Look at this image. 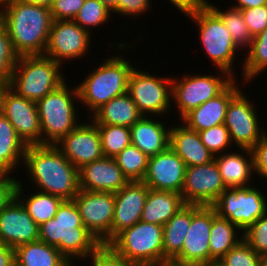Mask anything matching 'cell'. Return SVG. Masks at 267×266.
Instances as JSON below:
<instances>
[{"label":"cell","mask_w":267,"mask_h":266,"mask_svg":"<svg viewBox=\"0 0 267 266\" xmlns=\"http://www.w3.org/2000/svg\"><path fill=\"white\" fill-rule=\"evenodd\" d=\"M158 266H180V265H175V264L169 262V263H165V264H160Z\"/></svg>","instance_id":"680465c9"},{"label":"cell","mask_w":267,"mask_h":266,"mask_svg":"<svg viewBox=\"0 0 267 266\" xmlns=\"http://www.w3.org/2000/svg\"><path fill=\"white\" fill-rule=\"evenodd\" d=\"M52 22L50 8L23 0H8L0 12V23L19 57L44 54Z\"/></svg>","instance_id":"7a4b0ae2"},{"label":"cell","mask_w":267,"mask_h":266,"mask_svg":"<svg viewBox=\"0 0 267 266\" xmlns=\"http://www.w3.org/2000/svg\"><path fill=\"white\" fill-rule=\"evenodd\" d=\"M206 4L220 17L240 51L248 50L253 37L244 21L241 9L231 7V5L226 10L224 8L219 9L218 5L212 4V1L209 2L208 0H206Z\"/></svg>","instance_id":"e575fe53"},{"label":"cell","mask_w":267,"mask_h":266,"mask_svg":"<svg viewBox=\"0 0 267 266\" xmlns=\"http://www.w3.org/2000/svg\"><path fill=\"white\" fill-rule=\"evenodd\" d=\"M24 191H26V189L23 187L22 181L19 180L16 187V197L20 200L28 214L38 226L54 218L59 206L64 201L58 196L37 190L33 193L29 190L28 195H25Z\"/></svg>","instance_id":"1f68e13d"},{"label":"cell","mask_w":267,"mask_h":266,"mask_svg":"<svg viewBox=\"0 0 267 266\" xmlns=\"http://www.w3.org/2000/svg\"><path fill=\"white\" fill-rule=\"evenodd\" d=\"M152 0H119V15L129 18L137 17L139 19L142 14L152 9Z\"/></svg>","instance_id":"c3c4849f"},{"label":"cell","mask_w":267,"mask_h":266,"mask_svg":"<svg viewBox=\"0 0 267 266\" xmlns=\"http://www.w3.org/2000/svg\"><path fill=\"white\" fill-rule=\"evenodd\" d=\"M226 189L215 159L186 168L181 196L185 204L212 206Z\"/></svg>","instance_id":"2e32d148"},{"label":"cell","mask_w":267,"mask_h":266,"mask_svg":"<svg viewBox=\"0 0 267 266\" xmlns=\"http://www.w3.org/2000/svg\"><path fill=\"white\" fill-rule=\"evenodd\" d=\"M8 0H0V12Z\"/></svg>","instance_id":"6f0895ef"},{"label":"cell","mask_w":267,"mask_h":266,"mask_svg":"<svg viewBox=\"0 0 267 266\" xmlns=\"http://www.w3.org/2000/svg\"><path fill=\"white\" fill-rule=\"evenodd\" d=\"M2 114L28 145H41V127L36 102L17 95L9 87L3 98Z\"/></svg>","instance_id":"ac0fdd59"},{"label":"cell","mask_w":267,"mask_h":266,"mask_svg":"<svg viewBox=\"0 0 267 266\" xmlns=\"http://www.w3.org/2000/svg\"><path fill=\"white\" fill-rule=\"evenodd\" d=\"M209 266H220V265L218 263H213V264H211Z\"/></svg>","instance_id":"91938a15"},{"label":"cell","mask_w":267,"mask_h":266,"mask_svg":"<svg viewBox=\"0 0 267 266\" xmlns=\"http://www.w3.org/2000/svg\"><path fill=\"white\" fill-rule=\"evenodd\" d=\"M14 250L16 266H73L55 246L40 240L20 245Z\"/></svg>","instance_id":"4dcf8cb0"},{"label":"cell","mask_w":267,"mask_h":266,"mask_svg":"<svg viewBox=\"0 0 267 266\" xmlns=\"http://www.w3.org/2000/svg\"><path fill=\"white\" fill-rule=\"evenodd\" d=\"M217 216L212 206L191 205V226L181 253L171 262L180 266H209V236L212 220Z\"/></svg>","instance_id":"4fadbf2b"},{"label":"cell","mask_w":267,"mask_h":266,"mask_svg":"<svg viewBox=\"0 0 267 266\" xmlns=\"http://www.w3.org/2000/svg\"><path fill=\"white\" fill-rule=\"evenodd\" d=\"M129 181H142L146 175L149 157L136 146L129 145L114 157Z\"/></svg>","instance_id":"8d00e7d4"},{"label":"cell","mask_w":267,"mask_h":266,"mask_svg":"<svg viewBox=\"0 0 267 266\" xmlns=\"http://www.w3.org/2000/svg\"><path fill=\"white\" fill-rule=\"evenodd\" d=\"M267 266V252L260 254V265Z\"/></svg>","instance_id":"9f6ffc18"},{"label":"cell","mask_w":267,"mask_h":266,"mask_svg":"<svg viewBox=\"0 0 267 266\" xmlns=\"http://www.w3.org/2000/svg\"><path fill=\"white\" fill-rule=\"evenodd\" d=\"M92 117V118H91ZM143 117L128 92L114 97L89 117L94 124L132 127Z\"/></svg>","instance_id":"4316f807"},{"label":"cell","mask_w":267,"mask_h":266,"mask_svg":"<svg viewBox=\"0 0 267 266\" xmlns=\"http://www.w3.org/2000/svg\"><path fill=\"white\" fill-rule=\"evenodd\" d=\"M257 184L226 188L212 205L220 218L235 224L242 233L267 213V197Z\"/></svg>","instance_id":"30bf717a"},{"label":"cell","mask_w":267,"mask_h":266,"mask_svg":"<svg viewBox=\"0 0 267 266\" xmlns=\"http://www.w3.org/2000/svg\"><path fill=\"white\" fill-rule=\"evenodd\" d=\"M68 82L67 80L36 102L41 127V145H55L82 122V117L77 113L80 106L76 105L77 101L79 103L77 85L72 89Z\"/></svg>","instance_id":"5b68a950"},{"label":"cell","mask_w":267,"mask_h":266,"mask_svg":"<svg viewBox=\"0 0 267 266\" xmlns=\"http://www.w3.org/2000/svg\"><path fill=\"white\" fill-rule=\"evenodd\" d=\"M134 67L128 84V93L143 116H169L172 112V74L155 76L147 70ZM147 71V72H146ZM171 108V109H170ZM169 112V113H168Z\"/></svg>","instance_id":"8fae6325"},{"label":"cell","mask_w":267,"mask_h":266,"mask_svg":"<svg viewBox=\"0 0 267 266\" xmlns=\"http://www.w3.org/2000/svg\"><path fill=\"white\" fill-rule=\"evenodd\" d=\"M169 147L184 161L187 167L204 165L215 156L201 142L199 133L189 129L184 123L170 128Z\"/></svg>","instance_id":"d4e9b609"},{"label":"cell","mask_w":267,"mask_h":266,"mask_svg":"<svg viewBox=\"0 0 267 266\" xmlns=\"http://www.w3.org/2000/svg\"><path fill=\"white\" fill-rule=\"evenodd\" d=\"M105 58L78 83L79 104L86 108L87 119L103 104L128 92L131 72L135 64L129 57L117 53ZM122 54V55H121ZM133 64V65H132ZM98 67V68H97Z\"/></svg>","instance_id":"277c9868"},{"label":"cell","mask_w":267,"mask_h":266,"mask_svg":"<svg viewBox=\"0 0 267 266\" xmlns=\"http://www.w3.org/2000/svg\"><path fill=\"white\" fill-rule=\"evenodd\" d=\"M235 2H233L234 4L231 7L238 9H248L267 5V0H235Z\"/></svg>","instance_id":"816d5d0a"},{"label":"cell","mask_w":267,"mask_h":266,"mask_svg":"<svg viewBox=\"0 0 267 266\" xmlns=\"http://www.w3.org/2000/svg\"><path fill=\"white\" fill-rule=\"evenodd\" d=\"M170 5H173L177 11H180L181 15L194 12L196 9L202 7L206 0H167Z\"/></svg>","instance_id":"681fc988"},{"label":"cell","mask_w":267,"mask_h":266,"mask_svg":"<svg viewBox=\"0 0 267 266\" xmlns=\"http://www.w3.org/2000/svg\"><path fill=\"white\" fill-rule=\"evenodd\" d=\"M80 123L55 146L78 169L104 157L97 126L90 120Z\"/></svg>","instance_id":"e0dca14e"},{"label":"cell","mask_w":267,"mask_h":266,"mask_svg":"<svg viewBox=\"0 0 267 266\" xmlns=\"http://www.w3.org/2000/svg\"><path fill=\"white\" fill-rule=\"evenodd\" d=\"M217 263L220 266H259L260 255L242 239Z\"/></svg>","instance_id":"ab89813d"},{"label":"cell","mask_w":267,"mask_h":266,"mask_svg":"<svg viewBox=\"0 0 267 266\" xmlns=\"http://www.w3.org/2000/svg\"><path fill=\"white\" fill-rule=\"evenodd\" d=\"M101 137L104 157L114 158L131 145L130 127L108 124H95Z\"/></svg>","instance_id":"d590c367"},{"label":"cell","mask_w":267,"mask_h":266,"mask_svg":"<svg viewBox=\"0 0 267 266\" xmlns=\"http://www.w3.org/2000/svg\"><path fill=\"white\" fill-rule=\"evenodd\" d=\"M10 36L6 28L0 23V81L9 85L11 75L18 60Z\"/></svg>","instance_id":"60d3db41"},{"label":"cell","mask_w":267,"mask_h":266,"mask_svg":"<svg viewBox=\"0 0 267 266\" xmlns=\"http://www.w3.org/2000/svg\"><path fill=\"white\" fill-rule=\"evenodd\" d=\"M243 239L259 255L267 252V213L243 232Z\"/></svg>","instance_id":"b9f144b4"},{"label":"cell","mask_w":267,"mask_h":266,"mask_svg":"<svg viewBox=\"0 0 267 266\" xmlns=\"http://www.w3.org/2000/svg\"><path fill=\"white\" fill-rule=\"evenodd\" d=\"M22 167L37 191L73 200L80 190L79 169L55 145H28Z\"/></svg>","instance_id":"6da1fadb"},{"label":"cell","mask_w":267,"mask_h":266,"mask_svg":"<svg viewBox=\"0 0 267 266\" xmlns=\"http://www.w3.org/2000/svg\"><path fill=\"white\" fill-rule=\"evenodd\" d=\"M198 133L201 142L214 156L233 150L230 148L233 144L230 139L229 130L225 124H219L209 129L201 130Z\"/></svg>","instance_id":"f35d334b"},{"label":"cell","mask_w":267,"mask_h":266,"mask_svg":"<svg viewBox=\"0 0 267 266\" xmlns=\"http://www.w3.org/2000/svg\"><path fill=\"white\" fill-rule=\"evenodd\" d=\"M108 245L137 266L163 264V226L139 221L118 233Z\"/></svg>","instance_id":"ba28073f"},{"label":"cell","mask_w":267,"mask_h":266,"mask_svg":"<svg viewBox=\"0 0 267 266\" xmlns=\"http://www.w3.org/2000/svg\"><path fill=\"white\" fill-rule=\"evenodd\" d=\"M215 71V75L185 73L181 74V78L175 75L172 77V106L179 113V119L192 109L221 94L235 80L226 71L219 69Z\"/></svg>","instance_id":"9c48e42d"},{"label":"cell","mask_w":267,"mask_h":266,"mask_svg":"<svg viewBox=\"0 0 267 266\" xmlns=\"http://www.w3.org/2000/svg\"><path fill=\"white\" fill-rule=\"evenodd\" d=\"M39 240V226L15 197L0 212V243L16 248Z\"/></svg>","instance_id":"ffe728a7"},{"label":"cell","mask_w":267,"mask_h":266,"mask_svg":"<svg viewBox=\"0 0 267 266\" xmlns=\"http://www.w3.org/2000/svg\"><path fill=\"white\" fill-rule=\"evenodd\" d=\"M186 15L197 26L200 44L210 62L216 69L226 71L238 79V76L235 77L237 71L234 69V63L241 51L233 42L220 17L206 3Z\"/></svg>","instance_id":"52a82bcc"},{"label":"cell","mask_w":267,"mask_h":266,"mask_svg":"<svg viewBox=\"0 0 267 266\" xmlns=\"http://www.w3.org/2000/svg\"><path fill=\"white\" fill-rule=\"evenodd\" d=\"M83 225L101 244L111 241V226L115 208L114 193L79 190L73 199Z\"/></svg>","instance_id":"9a60e30c"},{"label":"cell","mask_w":267,"mask_h":266,"mask_svg":"<svg viewBox=\"0 0 267 266\" xmlns=\"http://www.w3.org/2000/svg\"><path fill=\"white\" fill-rule=\"evenodd\" d=\"M27 145L17 135L13 125L0 114V171L15 174L23 165ZM18 169V170H17Z\"/></svg>","instance_id":"f1b7e54d"},{"label":"cell","mask_w":267,"mask_h":266,"mask_svg":"<svg viewBox=\"0 0 267 266\" xmlns=\"http://www.w3.org/2000/svg\"><path fill=\"white\" fill-rule=\"evenodd\" d=\"M191 226V204H186L163 225V264L172 262L183 247Z\"/></svg>","instance_id":"f546056e"},{"label":"cell","mask_w":267,"mask_h":266,"mask_svg":"<svg viewBox=\"0 0 267 266\" xmlns=\"http://www.w3.org/2000/svg\"><path fill=\"white\" fill-rule=\"evenodd\" d=\"M0 266H16L15 250L0 243Z\"/></svg>","instance_id":"f907efd6"},{"label":"cell","mask_w":267,"mask_h":266,"mask_svg":"<svg viewBox=\"0 0 267 266\" xmlns=\"http://www.w3.org/2000/svg\"><path fill=\"white\" fill-rule=\"evenodd\" d=\"M235 79L221 94L206 101L187 113L180 122L189 129L197 132L206 130L219 124H224L227 106L230 100L244 87L245 83L238 84ZM242 86V87H239Z\"/></svg>","instance_id":"603a6c76"},{"label":"cell","mask_w":267,"mask_h":266,"mask_svg":"<svg viewBox=\"0 0 267 266\" xmlns=\"http://www.w3.org/2000/svg\"><path fill=\"white\" fill-rule=\"evenodd\" d=\"M129 182L114 158L103 157L79 169V188L85 191L115 193Z\"/></svg>","instance_id":"7402d4cb"},{"label":"cell","mask_w":267,"mask_h":266,"mask_svg":"<svg viewBox=\"0 0 267 266\" xmlns=\"http://www.w3.org/2000/svg\"><path fill=\"white\" fill-rule=\"evenodd\" d=\"M25 2L50 8L53 0H23Z\"/></svg>","instance_id":"db71d44e"},{"label":"cell","mask_w":267,"mask_h":266,"mask_svg":"<svg viewBox=\"0 0 267 266\" xmlns=\"http://www.w3.org/2000/svg\"><path fill=\"white\" fill-rule=\"evenodd\" d=\"M185 205L181 194L149 189L141 221L163 226Z\"/></svg>","instance_id":"83f0119b"},{"label":"cell","mask_w":267,"mask_h":266,"mask_svg":"<svg viewBox=\"0 0 267 266\" xmlns=\"http://www.w3.org/2000/svg\"><path fill=\"white\" fill-rule=\"evenodd\" d=\"M87 260L90 266H137L115 252L108 244H101L83 262Z\"/></svg>","instance_id":"7bdbcfd3"},{"label":"cell","mask_w":267,"mask_h":266,"mask_svg":"<svg viewBox=\"0 0 267 266\" xmlns=\"http://www.w3.org/2000/svg\"><path fill=\"white\" fill-rule=\"evenodd\" d=\"M39 240L55 246L73 266L77 261L85 260L101 245L83 225L74 200H64L54 218L39 226Z\"/></svg>","instance_id":"3957f363"},{"label":"cell","mask_w":267,"mask_h":266,"mask_svg":"<svg viewBox=\"0 0 267 266\" xmlns=\"http://www.w3.org/2000/svg\"><path fill=\"white\" fill-rule=\"evenodd\" d=\"M8 87L7 83L0 81V114L2 113L4 93Z\"/></svg>","instance_id":"11a10c76"},{"label":"cell","mask_w":267,"mask_h":266,"mask_svg":"<svg viewBox=\"0 0 267 266\" xmlns=\"http://www.w3.org/2000/svg\"><path fill=\"white\" fill-rule=\"evenodd\" d=\"M242 231L229 220L218 215L212 220L209 236L210 265L217 263L229 250L243 239Z\"/></svg>","instance_id":"d6a6232c"},{"label":"cell","mask_w":267,"mask_h":266,"mask_svg":"<svg viewBox=\"0 0 267 266\" xmlns=\"http://www.w3.org/2000/svg\"><path fill=\"white\" fill-rule=\"evenodd\" d=\"M245 52L240 75L243 77L241 81L248 85L267 70V28L253 37L251 46Z\"/></svg>","instance_id":"836d02e7"},{"label":"cell","mask_w":267,"mask_h":266,"mask_svg":"<svg viewBox=\"0 0 267 266\" xmlns=\"http://www.w3.org/2000/svg\"><path fill=\"white\" fill-rule=\"evenodd\" d=\"M104 6L114 14L119 16V0H99Z\"/></svg>","instance_id":"f5cc1de1"},{"label":"cell","mask_w":267,"mask_h":266,"mask_svg":"<svg viewBox=\"0 0 267 266\" xmlns=\"http://www.w3.org/2000/svg\"><path fill=\"white\" fill-rule=\"evenodd\" d=\"M85 0H53L50 12L53 20H74Z\"/></svg>","instance_id":"f6af8a7d"},{"label":"cell","mask_w":267,"mask_h":266,"mask_svg":"<svg viewBox=\"0 0 267 266\" xmlns=\"http://www.w3.org/2000/svg\"><path fill=\"white\" fill-rule=\"evenodd\" d=\"M253 155V165L255 179L263 178L267 181V134L257 142L251 149Z\"/></svg>","instance_id":"bcb514c9"},{"label":"cell","mask_w":267,"mask_h":266,"mask_svg":"<svg viewBox=\"0 0 267 266\" xmlns=\"http://www.w3.org/2000/svg\"><path fill=\"white\" fill-rule=\"evenodd\" d=\"M112 15V11L104 6L99 0H85L84 5L73 21L83 29L94 34L95 32H91L92 28H101V25L104 26L112 19Z\"/></svg>","instance_id":"74e56055"},{"label":"cell","mask_w":267,"mask_h":266,"mask_svg":"<svg viewBox=\"0 0 267 266\" xmlns=\"http://www.w3.org/2000/svg\"><path fill=\"white\" fill-rule=\"evenodd\" d=\"M238 151L222 153L214 158L226 188L255 184L252 183L255 178L252 151L249 149Z\"/></svg>","instance_id":"484cf974"},{"label":"cell","mask_w":267,"mask_h":266,"mask_svg":"<svg viewBox=\"0 0 267 266\" xmlns=\"http://www.w3.org/2000/svg\"><path fill=\"white\" fill-rule=\"evenodd\" d=\"M62 68V64L44 55L20 56L9 88L19 96L37 102L67 81Z\"/></svg>","instance_id":"8992f818"},{"label":"cell","mask_w":267,"mask_h":266,"mask_svg":"<svg viewBox=\"0 0 267 266\" xmlns=\"http://www.w3.org/2000/svg\"><path fill=\"white\" fill-rule=\"evenodd\" d=\"M149 192L143 181H129L114 193L115 208L111 226V240L121 231L141 221Z\"/></svg>","instance_id":"44dd1931"},{"label":"cell","mask_w":267,"mask_h":266,"mask_svg":"<svg viewBox=\"0 0 267 266\" xmlns=\"http://www.w3.org/2000/svg\"><path fill=\"white\" fill-rule=\"evenodd\" d=\"M186 168L184 161L168 147L149 157L147 172L142 181L149 189L181 194Z\"/></svg>","instance_id":"d6986e66"},{"label":"cell","mask_w":267,"mask_h":266,"mask_svg":"<svg viewBox=\"0 0 267 266\" xmlns=\"http://www.w3.org/2000/svg\"><path fill=\"white\" fill-rule=\"evenodd\" d=\"M241 89L229 102L224 124L229 130L231 142L238 149H249L259 142L266 134L267 129L259 120L253 100L245 95ZM260 121L262 123H260ZM262 126V127H261Z\"/></svg>","instance_id":"7c38bea8"},{"label":"cell","mask_w":267,"mask_h":266,"mask_svg":"<svg viewBox=\"0 0 267 266\" xmlns=\"http://www.w3.org/2000/svg\"><path fill=\"white\" fill-rule=\"evenodd\" d=\"M18 182L13 174L0 171V212L16 197Z\"/></svg>","instance_id":"7dc6e473"},{"label":"cell","mask_w":267,"mask_h":266,"mask_svg":"<svg viewBox=\"0 0 267 266\" xmlns=\"http://www.w3.org/2000/svg\"><path fill=\"white\" fill-rule=\"evenodd\" d=\"M241 12L252 37L257 36L267 28V5L241 9Z\"/></svg>","instance_id":"ee69618b"},{"label":"cell","mask_w":267,"mask_h":266,"mask_svg":"<svg viewBox=\"0 0 267 266\" xmlns=\"http://www.w3.org/2000/svg\"><path fill=\"white\" fill-rule=\"evenodd\" d=\"M165 118L143 116L130 128L131 144L148 157L166 150L169 147L171 126H167Z\"/></svg>","instance_id":"cb8c5ba5"},{"label":"cell","mask_w":267,"mask_h":266,"mask_svg":"<svg viewBox=\"0 0 267 266\" xmlns=\"http://www.w3.org/2000/svg\"><path fill=\"white\" fill-rule=\"evenodd\" d=\"M93 34L73 20H53L44 56L62 65L91 52Z\"/></svg>","instance_id":"5bb4252c"}]
</instances>
